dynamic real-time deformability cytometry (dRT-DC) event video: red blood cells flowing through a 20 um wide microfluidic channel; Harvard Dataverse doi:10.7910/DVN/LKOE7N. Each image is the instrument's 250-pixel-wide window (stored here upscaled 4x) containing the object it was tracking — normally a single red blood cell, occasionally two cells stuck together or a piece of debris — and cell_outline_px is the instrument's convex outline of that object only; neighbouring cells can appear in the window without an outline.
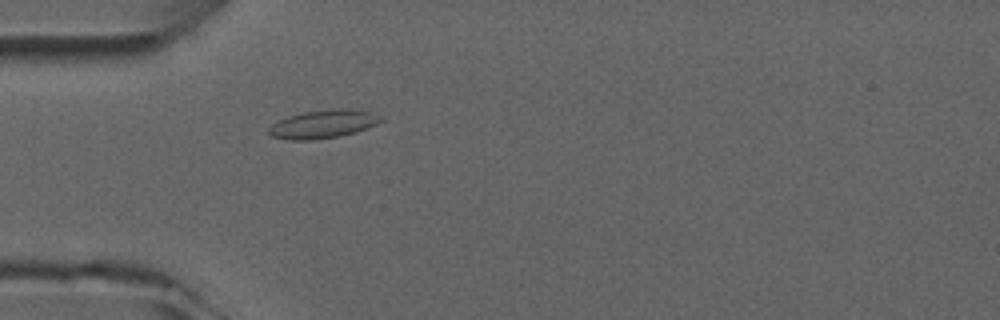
{"species": "common noctule bat (a hibernating species)", "species_latin": "Nyctalus noctula", "temperature_condition": "room temperature", "stored_images_in_passage": 2, "camera_frame_rate_fps": 3000, "um_per_image_px": 0.085, "animal": {"sex": "male", "forearm_length_mm": 52.5}, "frame": {"image": 1, "passage_image": 2, "time_ms": 1.0, "image_size_px": [1000, 320], "cell_outline_px": [[384, 120], [376, 124], [356, 132], [340, 136], [312, 140], [288, 140], [272, 136], [268, 132], [268, 128], [272, 124], [288, 116], [304, 112], [332, 108], [348, 108], [372, 112], [380, 116]], "centroid_in_image_um": [27.48, 10.54], "position_along_channel_um": 57.5, "area_um2": 18.55}}